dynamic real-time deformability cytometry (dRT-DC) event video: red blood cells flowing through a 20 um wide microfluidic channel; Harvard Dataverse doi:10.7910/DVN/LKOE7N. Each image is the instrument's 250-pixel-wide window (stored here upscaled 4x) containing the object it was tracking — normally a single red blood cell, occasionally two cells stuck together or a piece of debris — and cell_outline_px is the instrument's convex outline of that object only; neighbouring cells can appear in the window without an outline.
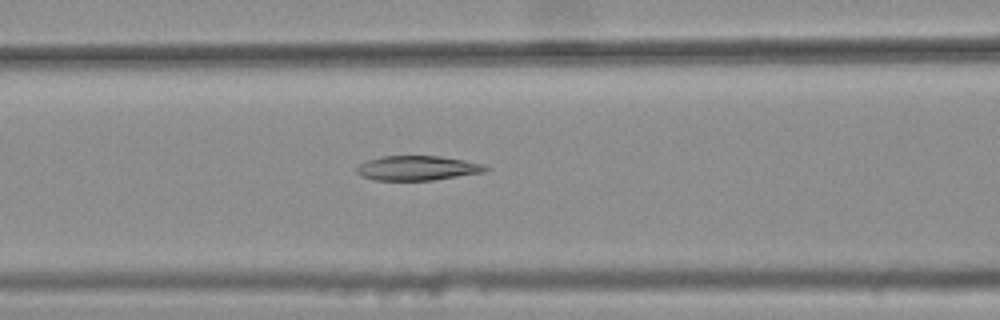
{"species": "common noctule bat (a hibernating species)", "species_latin": "Nyctalus noctula", "temperature_condition": "warm", "stored_images_in_passage": 46, "camera_frame_rate_fps": 3000, "um_per_image_px": 0.085, "animal": {"sex": "female", "body_mass_g": 25.1}, "frame": {"image": 1, "passage_image": 21, "time_ms": 6.667, "image_size_px": [1000, 320], "cell_outline_px": [[488, 168], [484, 172], [432, 180], [372, 180], [360, 176], [356, 172], [356, 168], [360, 164], [368, 160], [384, 156], [440, 156], [464, 160], [484, 164]], "centroid_in_image_um": [35.45, 14.29], "position_along_channel_um": 131.1, "area_um2": 18.38}}
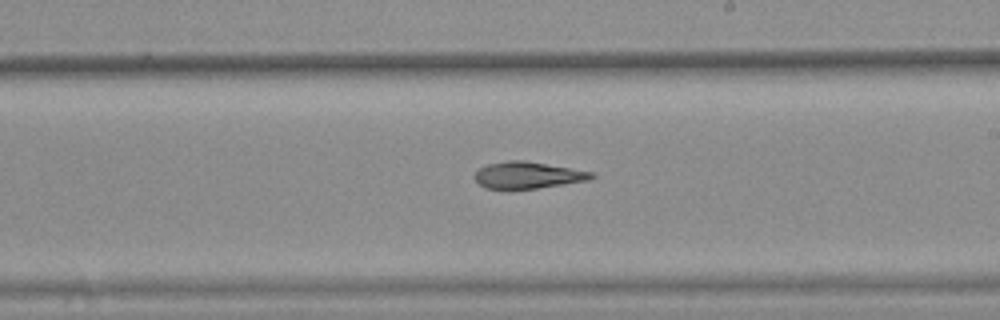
{"frame": {"image": 2, "passage_image": 30, "time_ms": 9.667, "image_size_px": [1000, 320], "cell_outline_px": [[596, 176], [592, 180], [536, 188], [484, 188], [472, 176], [480, 168], [488, 164], [508, 160], [524, 160], [592, 172]], "centroid_in_image_um": [44.87, 14.88], "position_along_channel_um": 244.1, "area_um2": 17.98}}
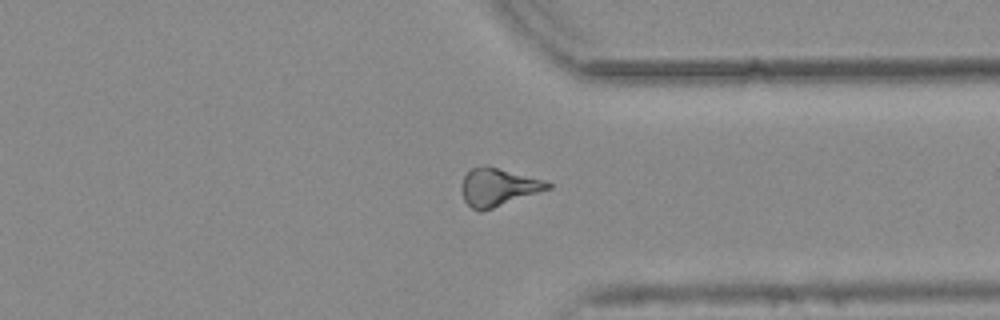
{"frame": {"image": 3, "passage_image": 40, "time_ms": 13.0, "image_size_px": [1000, 320], "cell_outline_px": [[552, 188], [480, 212], [472, 208], [464, 200], [460, 188], [464, 176], [472, 168], [496, 168], [548, 180], [552, 184]], "centroid_in_image_um": [42.37, 15.93], "position_along_channel_um": 369.0, "area_um2": 18.61}, "authors_computed_cell_mechanics": {"area_um2": 19.1029, "velocity_mm_per_s": 3.777, "shape_relaxation_time_tau1_ms": null, "shape_relaxation_time_tau2_ms": 5.6538, "deformation_change_tau1": null, "deformation_change_tau2": 0.154}}